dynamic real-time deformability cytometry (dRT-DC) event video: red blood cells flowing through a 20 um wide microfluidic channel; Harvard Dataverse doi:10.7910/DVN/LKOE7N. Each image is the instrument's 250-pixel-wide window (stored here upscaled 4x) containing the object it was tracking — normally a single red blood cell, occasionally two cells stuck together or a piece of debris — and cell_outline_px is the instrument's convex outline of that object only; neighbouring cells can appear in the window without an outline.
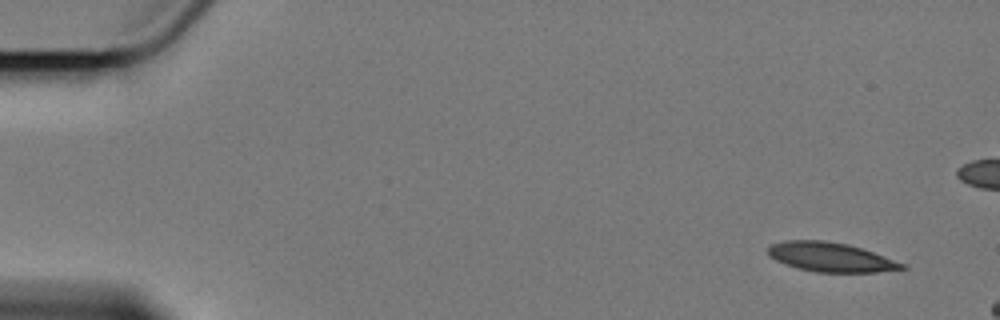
{"species": "Egyptian fruit bat (a non-hibernating species)", "species_latin": "Rousettus aegyptiacus", "temperature_condition": "cold", "stored_images_in_passage": 3, "camera_frame_rate_fps": 3000, "um_per_image_px": 0.085, "animal": {"sex": "female"}, "frame": {"image": 1, "passage_image": 1, "time_ms": 0.0, "image_size_px": [1000, 320], "cell_outline_px": [[908, 268], [876, 272], [816, 272], [800, 268], [776, 260], [768, 256], [768, 248], [772, 244], [784, 240], [824, 240], [848, 244], [872, 252], [904, 264]], "centroid_in_image_um": [70.58, 21.84], "position_along_channel_um": 14.4, "area_um2": 22.48}}